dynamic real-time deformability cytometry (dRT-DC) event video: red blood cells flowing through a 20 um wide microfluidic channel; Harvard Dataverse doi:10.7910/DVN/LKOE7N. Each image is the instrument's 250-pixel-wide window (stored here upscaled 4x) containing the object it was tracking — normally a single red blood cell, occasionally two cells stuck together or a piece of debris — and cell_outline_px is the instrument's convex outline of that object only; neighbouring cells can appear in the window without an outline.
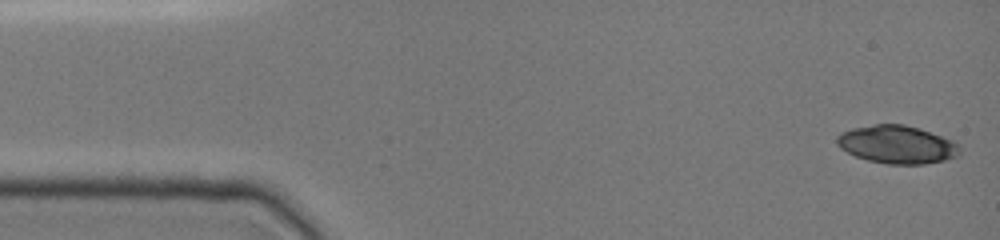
{"species": "common noctule bat (a hibernating species)", "species_latin": "Nyctalus noctula", "temperature_condition": "cold", "stored_images_in_passage": 6, "camera_frame_rate_fps": 3000, "um_per_image_px": 0.085, "animal": {"sex": "female", "body_mass_g": 19.0, "forearm_length_mm": 51.5}, "frame": {"image": 1, "passage_image": 1, "time_ms": 0.0, "image_size_px": [1000, 240], "cell_outline_px": [[960, 156], [944, 160], [920, 164], [888, 164], [868, 160], [856, 156], [840, 148], [836, 144], [836, 136], [840, 132], [852, 128], [872, 124], [904, 124], [920, 128], [952, 140], [960, 148]], "centroid_in_image_um": [76.22, 12.27], "position_along_channel_um": 8.8, "area_um2": 27.28}}
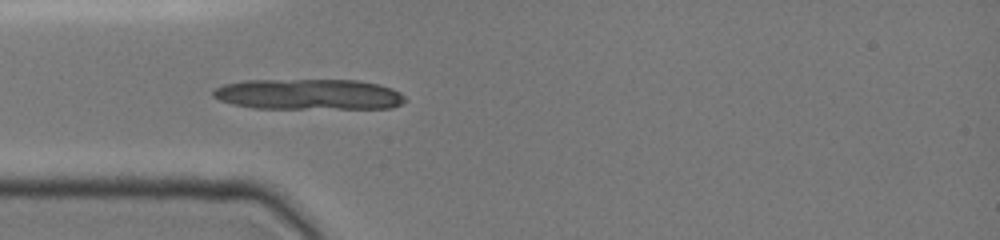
{"frame": {"image": 2, "passage_image": 6, "time_ms": 4.0, "image_size_px": [1000, 240], "cell_outline_px": [[408, 100], [392, 108], [256, 108], [232, 104], [220, 100], [212, 96], [212, 92], [216, 88], [224, 84], [244, 80], [356, 80], [380, 84], [392, 88], [400, 92]], "centroid_in_image_um": [26.26, 8.02], "position_along_channel_um": 58.7, "area_um2": 34.45}}